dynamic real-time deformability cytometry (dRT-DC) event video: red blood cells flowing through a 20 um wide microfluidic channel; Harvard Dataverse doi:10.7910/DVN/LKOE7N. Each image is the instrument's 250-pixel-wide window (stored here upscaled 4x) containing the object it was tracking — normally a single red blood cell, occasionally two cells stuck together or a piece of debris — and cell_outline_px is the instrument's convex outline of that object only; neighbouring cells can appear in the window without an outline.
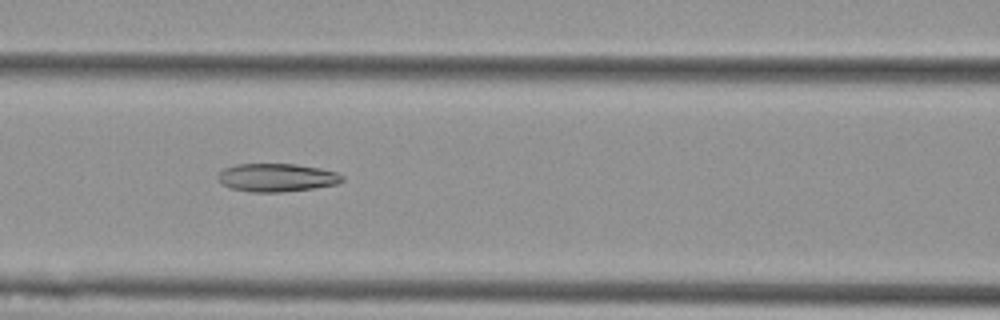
{"species": "Egyptian fruit bat (a non-hibernating species)", "species_latin": "Rousettus aegyptiacus", "temperature_condition": "cold", "stored_images_in_passage": 7, "camera_frame_rate_fps": 3000, "um_per_image_px": 0.085, "animal": {"sex": "female"}, "frame": {"image": 1, "passage_image": 7, "time_ms": 2.0, "image_size_px": [1000, 320], "cell_outline_px": [[344, 180], [336, 184], [312, 188], [280, 192], [252, 192], [232, 188], [224, 184], [216, 176], [224, 168], [236, 164], [296, 164], [320, 168], [336, 172], [344, 176]], "centroid_in_image_um": [23.54, 15.08], "position_along_channel_um": 143.1, "area_um2": 20.23}}